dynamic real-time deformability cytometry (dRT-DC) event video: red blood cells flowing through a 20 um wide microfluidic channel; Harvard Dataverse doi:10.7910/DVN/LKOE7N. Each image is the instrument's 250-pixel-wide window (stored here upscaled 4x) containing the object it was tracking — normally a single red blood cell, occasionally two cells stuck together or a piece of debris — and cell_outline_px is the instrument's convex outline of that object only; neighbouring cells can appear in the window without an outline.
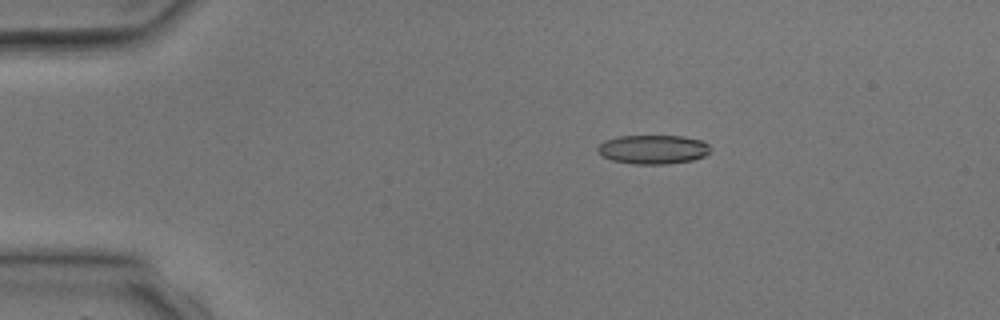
{"species": "common noctule bat (a hibernating species)", "species_latin": "Nyctalus noctula", "temperature_condition": "room temperature", "stored_images_in_passage": 4, "camera_frame_rate_fps": 3000, "um_per_image_px": 0.085, "animal": {"sex": "male", "body_mass_g": 17.9, "forearm_length_mm": 54.2}, "frame": {"image": 1, "passage_image": 3, "time_ms": 2.333, "image_size_px": [1000, 320], "cell_outline_px": [[712, 148], [704, 156], [692, 160], [668, 164], [632, 164], [612, 160], [604, 156], [596, 148], [604, 140], [616, 136], [684, 136], [704, 140]], "centroid_in_image_um": [55.54, 12.69], "position_along_channel_um": 29.5, "area_um2": 19.19}}